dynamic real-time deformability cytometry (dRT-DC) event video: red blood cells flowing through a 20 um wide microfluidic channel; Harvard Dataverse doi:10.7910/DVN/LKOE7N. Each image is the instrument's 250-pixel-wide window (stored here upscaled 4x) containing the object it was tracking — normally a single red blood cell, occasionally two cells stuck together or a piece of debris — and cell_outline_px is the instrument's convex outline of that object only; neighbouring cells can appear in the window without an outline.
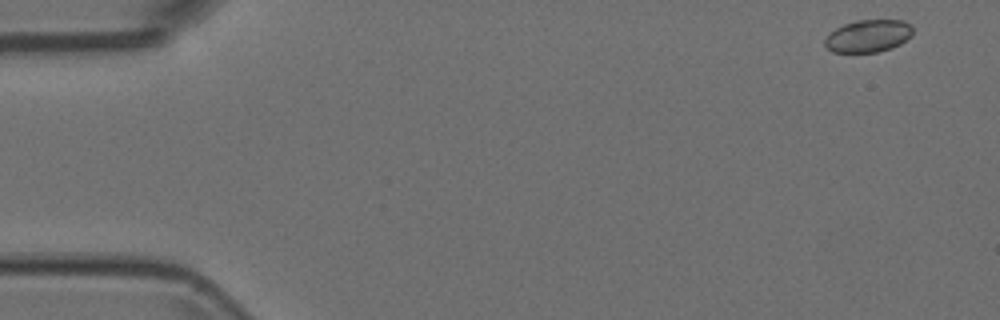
{"species": "Egyptian fruit bat (a non-hibernating species)", "species_latin": "Rousettus aegyptiacus", "temperature_condition": "room temperature", "stored_images_in_passage": 52, "camera_frame_rate_fps": 3000, "um_per_image_px": 0.085, "animal": {"sex": "female"}, "frame": {"image": 1, "passage_image": 1, "time_ms": 0.0, "image_size_px": [1000, 320], "cell_outline_px": [[912, 36], [900, 44], [892, 48], [876, 52], [832, 52], [824, 44], [824, 40], [836, 28], [844, 24], [856, 20], [904, 20], [912, 24]], "centroid_in_image_um": [73.84, 3.05], "position_along_channel_um": 11.2, "area_um2": 16.65}}
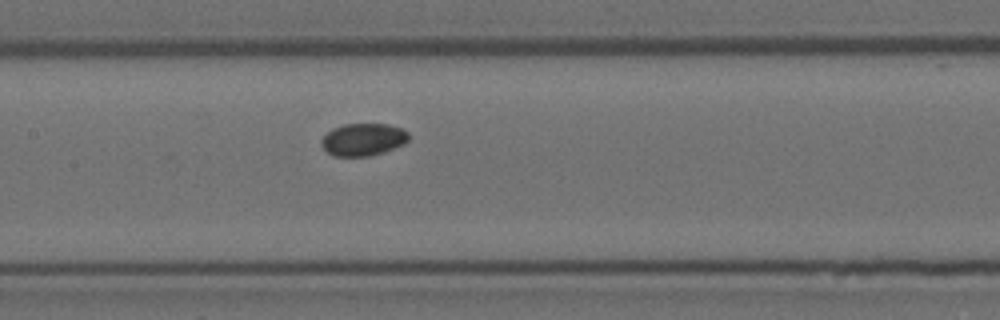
{"frame": {"image": 2, "passage_image": 24, "time_ms": 7.667, "image_size_px": [1000, 320], "cell_outline_px": [[408, 140], [404, 144], [384, 152], [368, 156], [336, 156], [328, 152], [320, 144], [320, 140], [332, 128], [344, 124], [388, 124], [400, 128], [408, 132]], "centroid_in_image_um": [30.86, 11.85], "position_along_channel_um": 176.5, "area_um2": 16.42}}
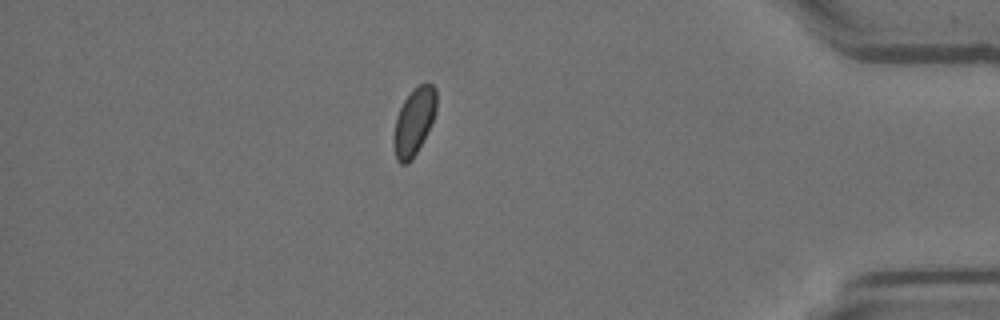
{"frame": {"image": 3, "passage_image": 45, "time_ms": 14.667, "image_size_px": [1000, 320], "cell_outline_px": [[436, 108], [432, 124], [412, 160], [408, 164], [400, 164], [396, 160], [392, 140], [396, 116], [404, 100], [420, 84], [432, 84], [436, 88]], "centroid_in_image_um": [35.17, 10.39], "position_along_channel_um": 400.0, "area_um2": 16.7}}